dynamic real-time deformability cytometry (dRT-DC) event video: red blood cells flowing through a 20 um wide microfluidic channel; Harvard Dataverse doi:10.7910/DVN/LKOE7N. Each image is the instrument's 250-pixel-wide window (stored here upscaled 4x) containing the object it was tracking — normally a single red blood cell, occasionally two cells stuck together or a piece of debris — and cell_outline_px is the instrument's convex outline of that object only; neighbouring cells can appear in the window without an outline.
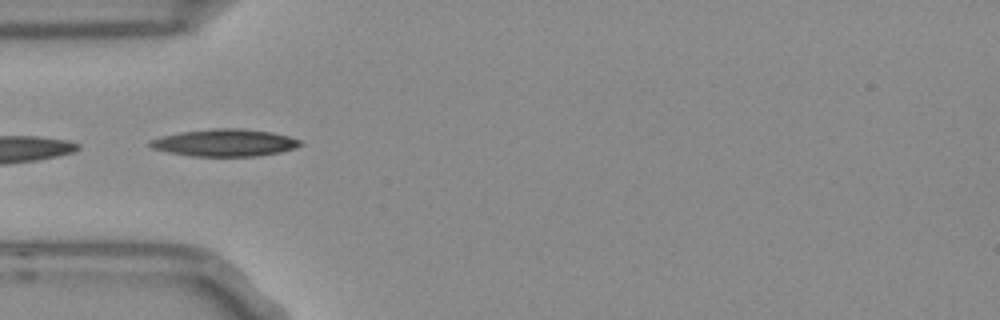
{"species": "Egyptian fruit bat (a non-hibernating species)", "species_latin": "Rousettus aegyptiacus", "temperature_condition": "room temperature", "stored_images_in_passage": 15, "camera_frame_rate_fps": 3000, "um_per_image_px": 0.085, "frame": {"image": 1, "passage_image": 1, "time_ms": 0.0, "image_size_px": [1000, 320], "cell_outline_px": [[304, 144], [296, 148], [280, 152], [256, 156], [192, 156], [168, 152], [152, 148], [148, 144], [148, 140], [160, 136], [180, 132], [212, 128], [240, 128], [272, 132], [288, 136], [300, 140]], "centroid_in_image_um": [19.09, 12.12], "position_along_channel_um": 65.9, "area_um2": 23.99}}